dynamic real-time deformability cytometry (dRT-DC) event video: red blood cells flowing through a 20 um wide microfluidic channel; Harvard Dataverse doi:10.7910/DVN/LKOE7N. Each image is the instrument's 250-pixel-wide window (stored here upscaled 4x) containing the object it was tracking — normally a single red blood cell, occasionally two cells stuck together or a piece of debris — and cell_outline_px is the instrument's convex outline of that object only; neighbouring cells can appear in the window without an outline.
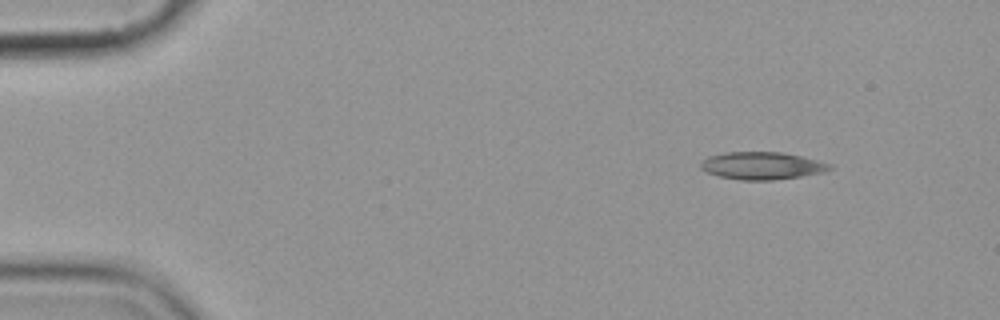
{"species": "common noctule bat (a hibernating species)", "species_latin": "Nyctalus noctula", "temperature_condition": "cold", "stored_images_in_passage": 7, "camera_frame_rate_fps": 3000, "um_per_image_px": 0.085, "animal": {"sex": "female", "body_mass_g": 19.9}, "frame": {"image": 1, "passage_image": 7, "time_ms": 7.0, "image_size_px": [1000, 320], "cell_outline_px": [[832, 168], [824, 172], [800, 176], [772, 180], [740, 180], [720, 176], [708, 172], [700, 168], [700, 164], [708, 156], [724, 152], [780, 152], [800, 156], [832, 164]], "centroid_in_image_um": [64.76, 14.08], "position_along_channel_um": 20.2, "area_um2": 20.46}}